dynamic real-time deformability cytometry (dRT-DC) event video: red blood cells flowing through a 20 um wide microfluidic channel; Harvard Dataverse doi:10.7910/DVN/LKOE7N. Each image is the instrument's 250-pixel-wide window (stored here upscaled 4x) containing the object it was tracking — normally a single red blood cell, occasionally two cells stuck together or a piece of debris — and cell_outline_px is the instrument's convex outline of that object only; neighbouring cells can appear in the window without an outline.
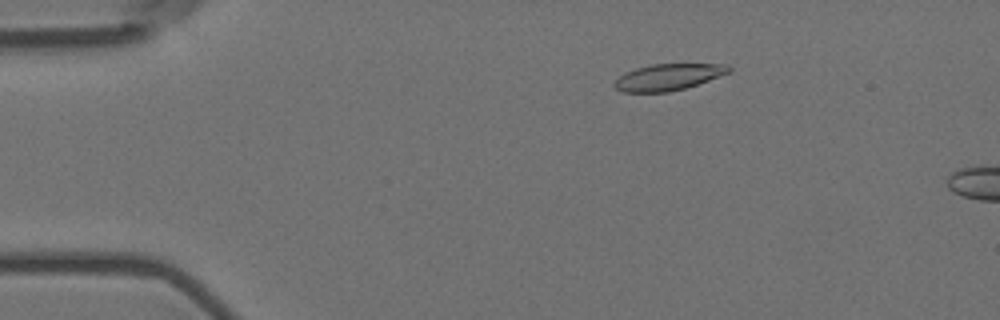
{"species": "Egyptian fruit bat (a non-hibernating species)", "species_latin": "Rousettus aegyptiacus", "temperature_condition": "room temperature", "stored_images_in_passage": 5, "camera_frame_rate_fps": 3000, "um_per_image_px": 0.085, "animal": {"sex": "female"}, "frame": {"image": 1, "passage_image": 3, "time_ms": 0.667, "image_size_px": [1000, 320], "cell_outline_px": [[732, 72], [684, 88], [668, 92], [620, 92], [612, 84], [624, 72], [636, 68], [652, 64], [728, 64], [732, 68]], "centroid_in_image_um": [56.79, 6.54], "position_along_channel_um": 28.2, "area_um2": 17.63}}